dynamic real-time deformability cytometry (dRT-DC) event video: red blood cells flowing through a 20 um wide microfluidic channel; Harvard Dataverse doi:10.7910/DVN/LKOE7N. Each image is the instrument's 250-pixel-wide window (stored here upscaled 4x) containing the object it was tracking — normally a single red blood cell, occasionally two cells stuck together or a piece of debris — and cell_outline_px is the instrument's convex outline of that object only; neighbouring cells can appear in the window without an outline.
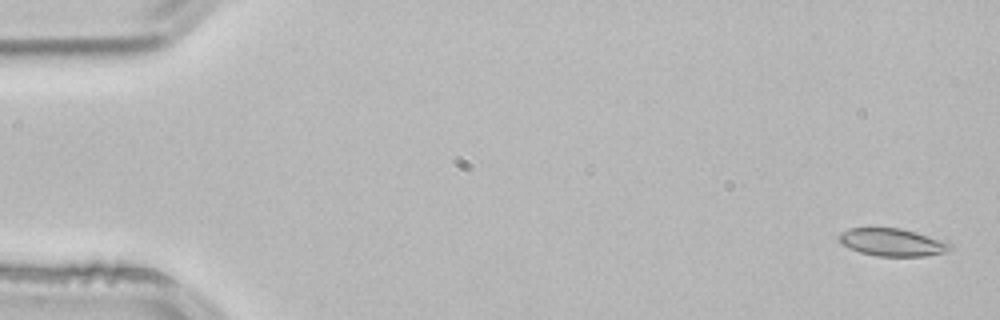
{"species": "common noctule bat (a hibernating species)", "species_latin": "Nyctalus noctula", "temperature_condition": "room temperature", "stored_images_in_passage": 4, "camera_frame_rate_fps": 3000, "um_per_image_px": 0.085, "animal": {"sex": "male", "body_mass_g": 21.5, "forearm_length_mm": 52.0}, "frame": {"image": 1, "passage_image": 1, "time_ms": 0.0, "image_size_px": [1000, 320], "cell_outline_px": [[952, 248], [944, 252], [924, 256], [876, 256], [860, 252], [844, 244], [840, 240], [840, 232], [848, 228], [900, 228], [916, 232], [944, 240], [952, 244]], "centroid_in_image_um": [75.88, 20.59], "position_along_channel_um": 9.1, "area_um2": 17.69}}